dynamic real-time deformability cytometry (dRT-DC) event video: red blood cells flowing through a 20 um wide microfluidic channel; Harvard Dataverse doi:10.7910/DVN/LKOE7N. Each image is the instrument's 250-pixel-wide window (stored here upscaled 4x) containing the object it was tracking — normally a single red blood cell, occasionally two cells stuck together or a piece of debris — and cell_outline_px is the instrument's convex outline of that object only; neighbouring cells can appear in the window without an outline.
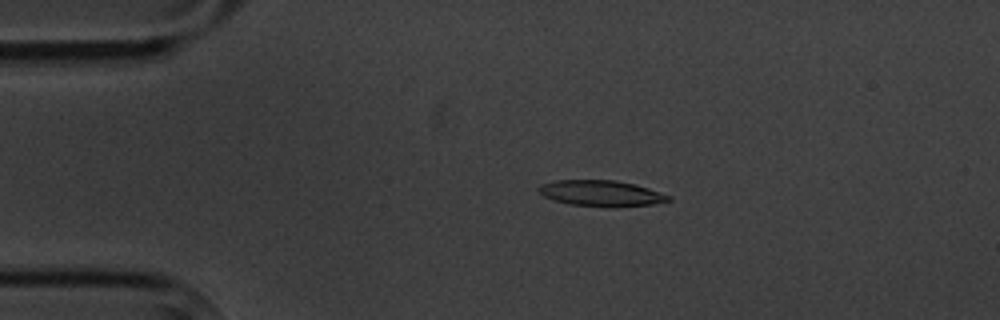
{"species": "common noctule bat (a hibernating species)", "species_latin": "Nyctalus noctula", "temperature_condition": "cold", "stored_images_in_passage": 12, "camera_frame_rate_fps": 3000, "um_per_image_px": 0.085, "animal": {"sex": "male", "body_mass_g": 20.1, "forearm_length_mm": 53.5}, "frame": {"image": 1, "passage_image": 3, "time_ms": 3.333, "image_size_px": [1000, 320], "cell_outline_px": [[672, 200], [652, 204], [616, 208], [604, 208], [568, 204], [552, 200], [544, 196], [536, 188], [540, 184], [556, 180], [612, 180], [636, 184], [672, 196]], "centroid_in_image_um": [51.1, 16.45], "position_along_channel_um": 33.9, "area_um2": 20.06}}
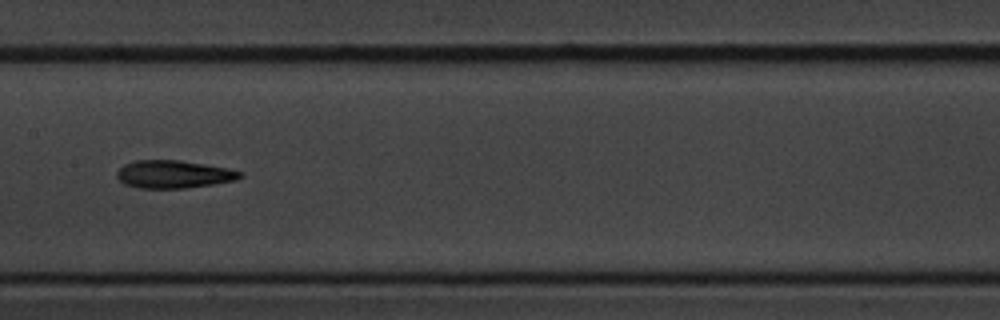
{"frame": {"image": 2, "passage_image": 8, "time_ms": 9.0, "image_size_px": [1000, 320], "cell_outline_px": [[244, 176], [236, 180], [212, 184], [184, 188], [140, 188], [124, 184], [116, 176], [116, 172], [124, 164], [136, 160], [180, 160], [228, 168], [244, 172]], "centroid_in_image_um": [14.77, 14.81], "position_along_channel_um": 192.6, "area_um2": 20.0}}
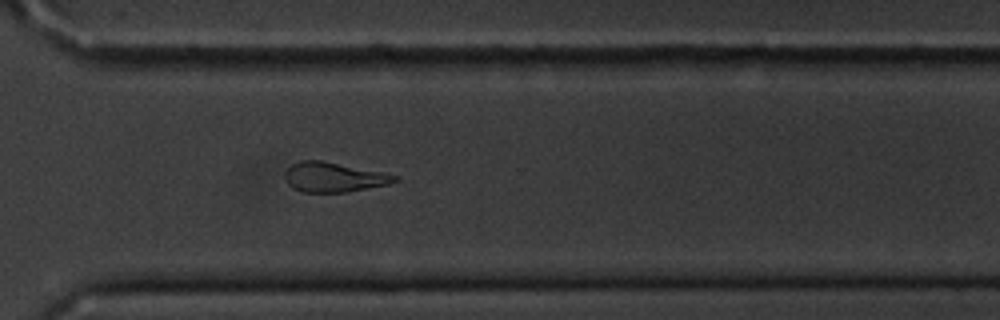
{"frame": {"image": 3, "passage_image": 12, "time_ms": 13.333, "image_size_px": [1000, 320], "cell_outline_px": [[400, 180], [388, 184], [348, 192], [304, 192], [292, 188], [284, 180], [284, 172], [292, 164], [300, 160], [320, 160], [400, 176]], "centroid_in_image_um": [28.33, 15.07], "position_along_channel_um": 342.3, "area_um2": 18.96}}